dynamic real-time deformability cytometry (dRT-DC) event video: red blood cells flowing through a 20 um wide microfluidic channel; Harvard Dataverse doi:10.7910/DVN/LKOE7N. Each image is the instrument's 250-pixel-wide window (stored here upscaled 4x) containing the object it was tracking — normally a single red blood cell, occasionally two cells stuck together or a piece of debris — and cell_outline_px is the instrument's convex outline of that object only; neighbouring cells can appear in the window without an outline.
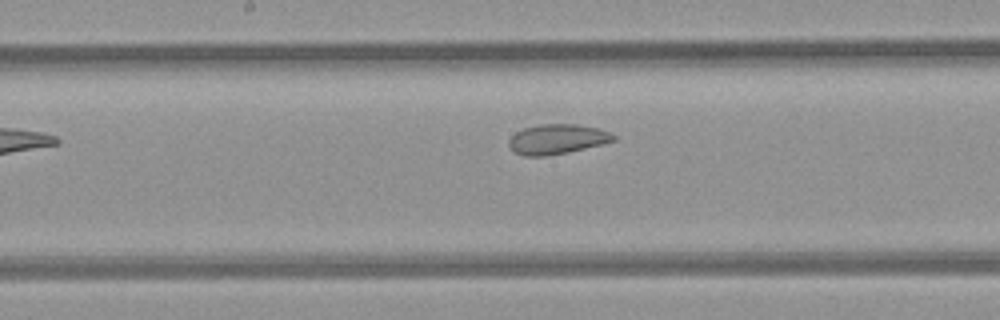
{"species": "common noctule bat (a hibernating species)", "species_latin": "Nyctalus noctula", "temperature_condition": "room temperature", "stored_images_in_passage": 7, "camera_frame_rate_fps": 3000, "um_per_image_px": 0.085, "animal": {"sex": "female", "body_mass_g": 21.9}, "frame": {"image": 1, "passage_image": 6, "time_ms": 6.667, "image_size_px": [1000, 320], "cell_outline_px": [[616, 140], [568, 152], [544, 156], [524, 156], [516, 152], [508, 144], [508, 140], [516, 132], [524, 128], [544, 124], [576, 124], [600, 128], [616, 136]], "centroid_in_image_um": [47.36, 11.82], "position_along_channel_um": 200.8, "area_um2": 17.98}}
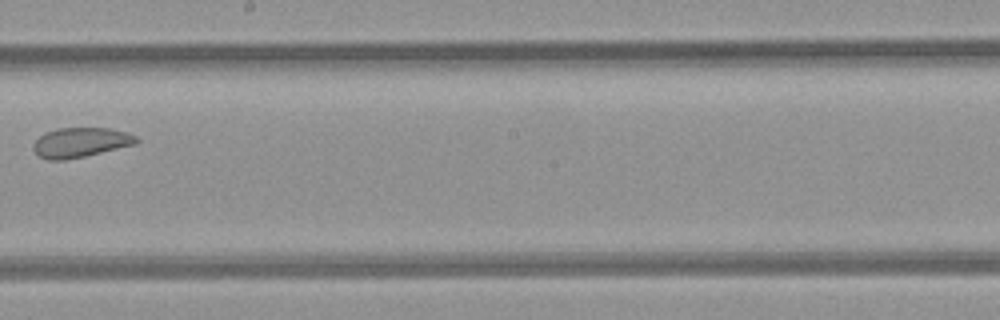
{"frame": {"image": 2, "passage_image": 7, "time_ms": 7.667, "image_size_px": [1000, 320], "cell_outline_px": [[140, 140], [136, 144], [84, 156], [64, 160], [48, 160], [40, 156], [32, 148], [32, 144], [44, 132], [56, 128], [108, 128], [128, 132], [136, 136]], "centroid_in_image_um": [6.84, 12.09], "position_along_channel_um": 241.4, "area_um2": 17.86}}